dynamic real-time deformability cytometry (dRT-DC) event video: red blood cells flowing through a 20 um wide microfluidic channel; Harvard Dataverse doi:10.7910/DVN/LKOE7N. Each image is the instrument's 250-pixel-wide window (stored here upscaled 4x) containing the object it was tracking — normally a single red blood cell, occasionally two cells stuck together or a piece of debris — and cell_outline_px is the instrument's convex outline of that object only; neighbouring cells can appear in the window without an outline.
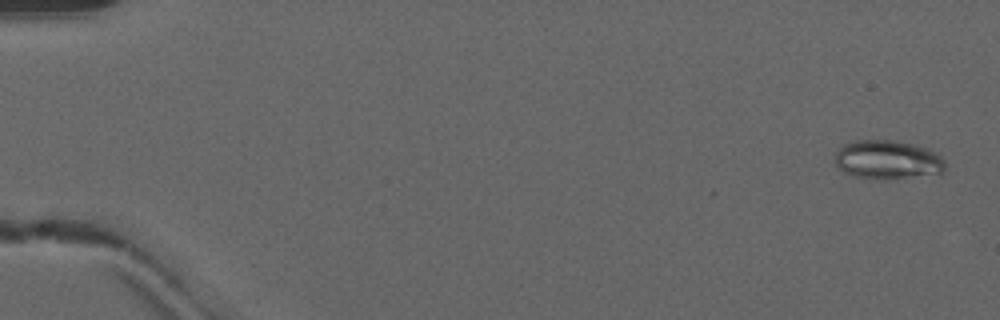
{"species": "common noctule bat (a hibernating species)", "species_latin": "Nyctalus noctula", "temperature_condition": "warm", "stored_images_in_passage": 50, "camera_frame_rate_fps": 3000, "um_per_image_px": 0.085, "animal": {"sex": "male", "forearm_length_mm": 52.5}, "frame": {"image": 1, "passage_image": 2, "time_ms": 0.333, "image_size_px": [1000, 320], "cell_outline_px": [[944, 168], [940, 176], [884, 180], [876, 180], [852, 176], [844, 172], [836, 164], [836, 152], [844, 144], [856, 140], [892, 140], [912, 144], [928, 148], [940, 156], [944, 160]], "centroid_in_image_um": [75.5, 13.62], "position_along_channel_um": 9.5, "area_um2": 25.61}}
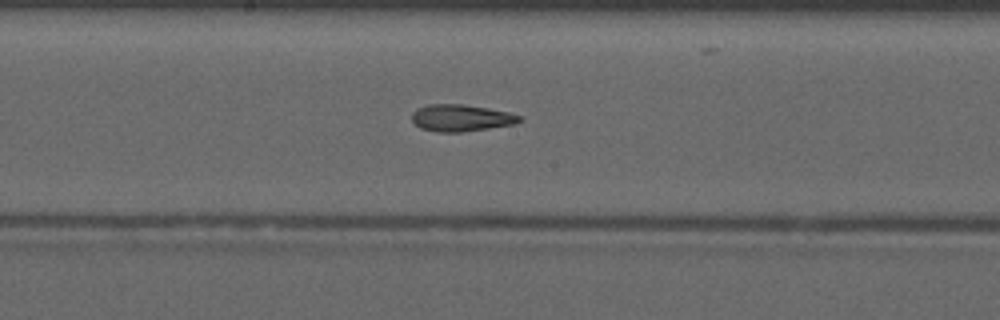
{"frame": {"image": 2, "passage_image": 28, "time_ms": 9.0, "image_size_px": [1000, 320], "cell_outline_px": [[524, 120], [516, 124], [460, 132], [436, 132], [420, 128], [412, 120], [412, 112], [416, 108], [428, 104], [464, 104], [488, 108], [508, 112], [520, 116]], "centroid_in_image_um": [39.18, 10.02], "position_along_channel_um": 209.0, "area_um2": 16.94}}
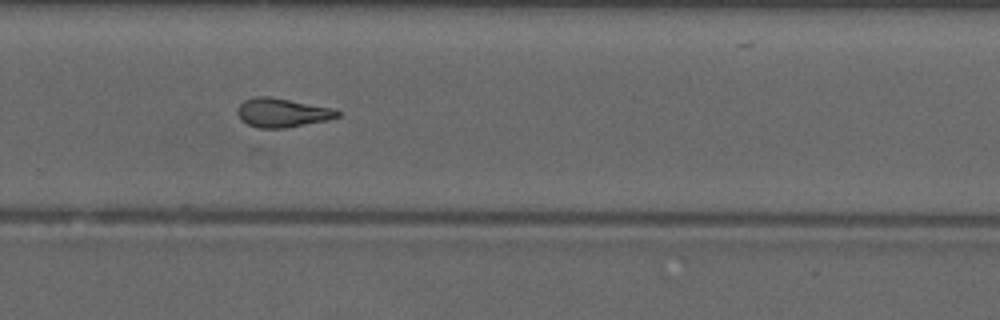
{"frame": {"image": 3, "passage_image": 35, "time_ms": 11.333, "image_size_px": [1000, 320], "cell_outline_px": [[340, 116], [328, 120], [284, 128], [256, 128], [240, 120], [236, 112], [236, 108], [244, 100], [256, 96], [272, 96], [332, 108], [340, 112]], "centroid_in_image_um": [23.95, 9.57], "position_along_channel_um": 305.9, "area_um2": 17.05}, "authors_computed_cell_mechanics": {"area_um2": 17.1955, "velocity_mm_per_s": 4.1667, "shape_relaxation_time_tau1_ms": null, "shape_relaxation_time_tau2_ms": 3.9694, "deformation_change_tau1": null, "deformation_change_tau2": 0.1504}}